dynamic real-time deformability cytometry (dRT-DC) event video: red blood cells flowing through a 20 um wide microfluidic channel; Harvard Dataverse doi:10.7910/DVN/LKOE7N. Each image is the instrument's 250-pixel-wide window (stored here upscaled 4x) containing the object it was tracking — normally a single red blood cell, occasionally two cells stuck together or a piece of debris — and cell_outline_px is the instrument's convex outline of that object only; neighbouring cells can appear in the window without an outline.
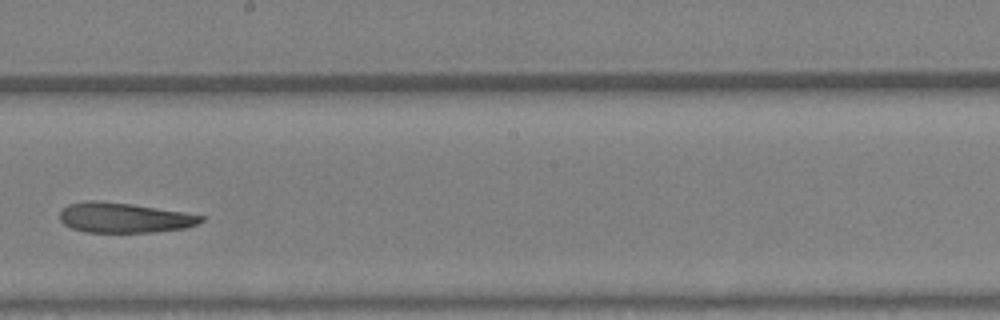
{"species": "Egyptian fruit bat (a non-hibernating species)", "species_latin": "Rousettus aegyptiacus", "temperature_condition": "warm", "stored_images_in_passage": 24, "camera_frame_rate_fps": 3000, "um_per_image_px": 0.085, "animal": {"sex": "female"}, "frame": {"image": 1, "passage_image": 14, "time_ms": 4.333, "image_size_px": [1000, 320], "cell_outline_px": [[204, 220], [196, 224], [184, 228], [152, 232], [84, 232], [72, 228], [64, 224], [60, 220], [60, 212], [68, 204], [88, 200], [92, 200], [132, 204], [184, 212], [204, 216]], "centroid_in_image_um": [10.53, 18.5], "position_along_channel_um": 237.7, "area_um2": 24.57}}